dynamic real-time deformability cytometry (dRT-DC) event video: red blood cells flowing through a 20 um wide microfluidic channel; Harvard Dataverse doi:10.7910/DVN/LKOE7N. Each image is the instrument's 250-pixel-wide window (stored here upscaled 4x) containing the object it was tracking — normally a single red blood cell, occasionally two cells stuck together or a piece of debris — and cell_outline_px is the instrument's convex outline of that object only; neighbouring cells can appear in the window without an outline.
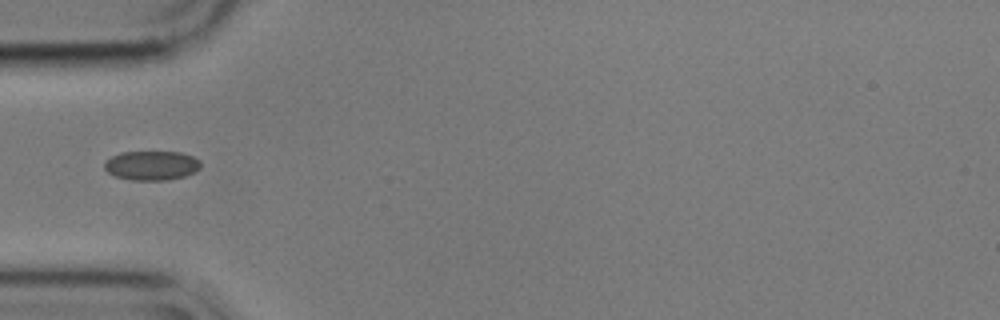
{"species": "common noctule bat (a hibernating species)", "species_latin": "Nyctalus noctula", "temperature_condition": "cold", "stored_images_in_passage": 39, "camera_frame_rate_fps": 3000, "um_per_image_px": 0.085, "animal": {"sex": "male", "body_mass_g": 17.9}, "frame": {"image": 1, "passage_image": 1, "time_ms": 0.0, "image_size_px": [1000, 320], "cell_outline_px": [[200, 168], [184, 176], [168, 180], [132, 180], [116, 176], [108, 172], [104, 168], [104, 160], [120, 152], [180, 152], [192, 156], [200, 160]], "centroid_in_image_um": [12.86, 14.06], "position_along_channel_um": 72.1, "area_um2": 16.42}}
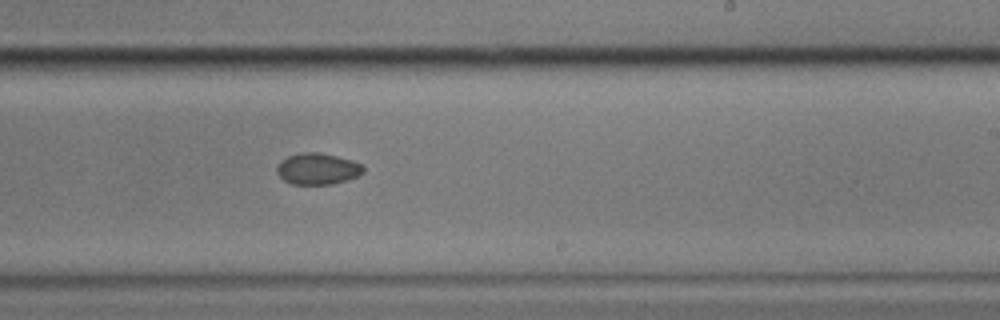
{"frame": {"image": 2, "passage_image": 17, "time_ms": 5.333, "image_size_px": [1000, 320], "cell_outline_px": [[364, 172], [348, 180], [332, 184], [292, 184], [284, 180], [276, 172], [276, 168], [280, 160], [288, 156], [300, 152], [316, 152], [336, 156], [352, 160], [364, 164]], "centroid_in_image_um": [27.0, 14.34], "position_along_channel_um": 262.0, "area_um2": 15.9}}
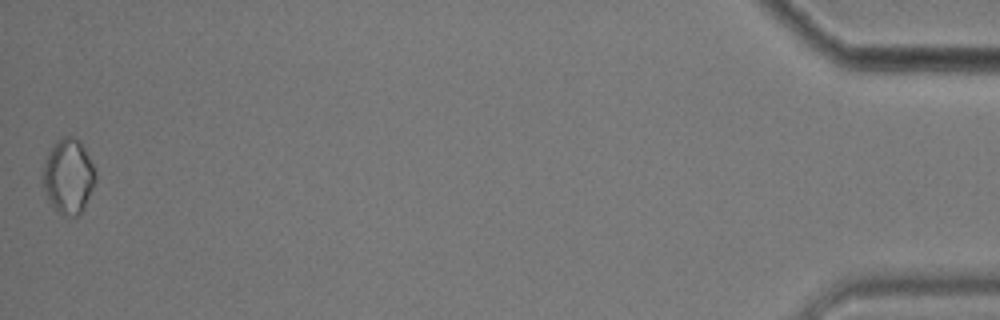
{"frame": {"image": 3, "passage_image": 39, "time_ms": 12.667, "image_size_px": [1000, 320], "cell_outline_px": [[96, 180], [84, 208], [76, 216], [64, 216], [48, 200], [44, 188], [44, 164], [48, 152], [56, 140], [64, 136], [72, 136], [80, 140], [96, 172]], "centroid_in_image_um": [5.83, 14.96], "position_along_channel_um": 429.4, "area_um2": 22.6}}